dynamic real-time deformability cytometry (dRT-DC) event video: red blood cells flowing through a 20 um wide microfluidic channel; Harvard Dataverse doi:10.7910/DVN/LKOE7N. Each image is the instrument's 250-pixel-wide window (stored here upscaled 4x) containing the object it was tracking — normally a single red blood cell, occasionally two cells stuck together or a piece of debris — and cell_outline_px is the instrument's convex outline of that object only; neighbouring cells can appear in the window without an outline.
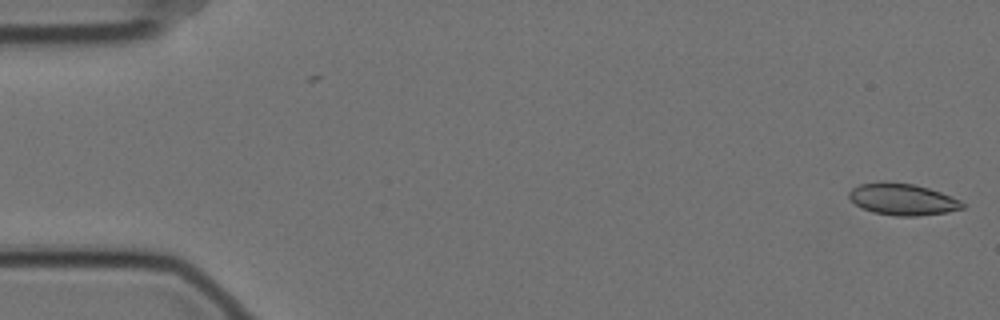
{"species": "Egyptian fruit bat (a non-hibernating species)", "species_latin": "Rousettus aegyptiacus", "temperature_condition": "cold", "stored_images_in_passage": 14, "camera_frame_rate_fps": 3000, "um_per_image_px": 0.085, "animal": {"sex": "female"}, "frame": {"image": 1, "passage_image": 1, "time_ms": 0.0, "image_size_px": [1000, 320], "cell_outline_px": [[968, 204], [964, 208], [948, 212], [916, 216], [896, 216], [872, 212], [856, 204], [848, 196], [848, 192], [852, 188], [860, 184], [880, 180], [884, 180], [916, 184], [940, 192], [960, 200]], "centroid_in_image_um": [76.73, 16.92], "position_along_channel_um": 8.3, "area_um2": 21.21}}